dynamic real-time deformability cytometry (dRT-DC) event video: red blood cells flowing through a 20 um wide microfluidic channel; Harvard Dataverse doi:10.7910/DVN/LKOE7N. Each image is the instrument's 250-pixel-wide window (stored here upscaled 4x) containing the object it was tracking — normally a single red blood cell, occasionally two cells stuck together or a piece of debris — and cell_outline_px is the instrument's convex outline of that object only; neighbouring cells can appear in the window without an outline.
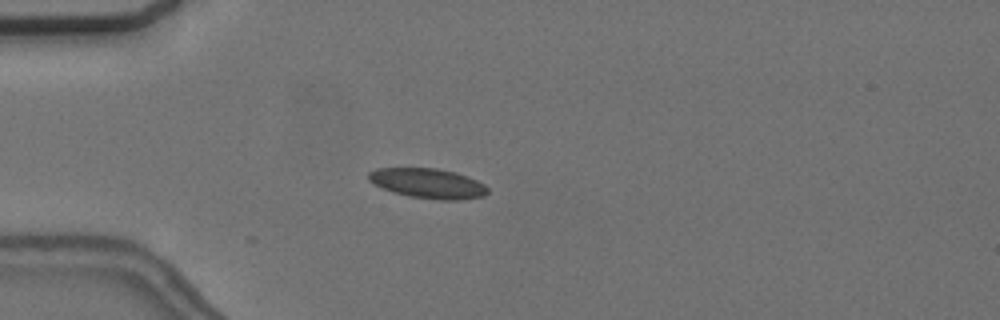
{"species": "common noctule bat (a hibernating species)", "species_latin": "Nyctalus noctula", "temperature_condition": "cold", "stored_images_in_passage": 4, "camera_frame_rate_fps": 3000, "um_per_image_px": 0.085, "animal": {"sex": "female", "body_mass_g": 24.6, "forearm_length_mm": 56.2}, "frame": {"image": 1, "passage_image": 4, "time_ms": 3.333, "image_size_px": [1000, 320], "cell_outline_px": [[488, 192], [484, 196], [460, 200], [440, 200], [408, 196], [392, 192], [368, 180], [368, 172], [376, 168], [436, 168], [456, 172], [468, 176], [484, 184], [488, 188]], "centroid_in_image_um": [36.39, 15.58], "position_along_channel_um": 48.6, "area_um2": 20.81}}